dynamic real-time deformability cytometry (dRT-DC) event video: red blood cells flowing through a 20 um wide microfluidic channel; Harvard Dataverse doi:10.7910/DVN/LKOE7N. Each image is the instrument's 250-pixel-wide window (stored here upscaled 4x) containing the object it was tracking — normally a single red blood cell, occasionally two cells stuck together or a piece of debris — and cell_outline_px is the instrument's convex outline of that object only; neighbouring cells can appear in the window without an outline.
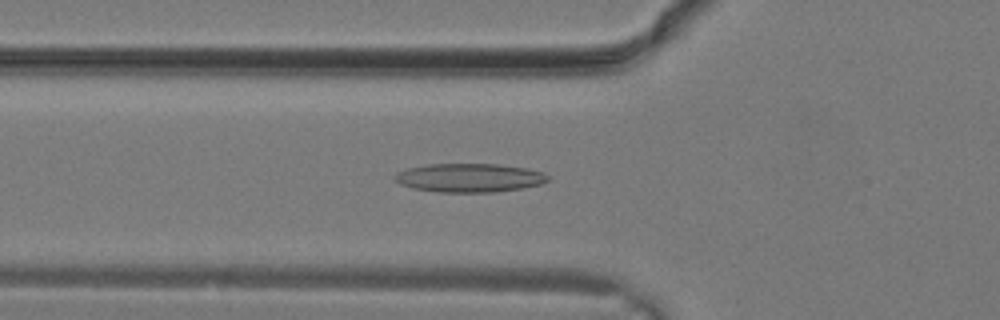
{"species": "common noctule bat (a hibernating species)", "species_latin": "Nyctalus noctula", "temperature_condition": "warm", "stored_images_in_passage": 14, "camera_frame_rate_fps": 3000, "um_per_image_px": 0.085, "animal": {"sex": "male", "body_mass_g": 19.2, "forearm_length_mm": 51.8}, "frame": {"image": 1, "passage_image": 10, "time_ms": 3.0, "image_size_px": [1000, 320], "cell_outline_px": [[548, 180], [540, 184], [524, 188], [492, 192], [440, 192], [412, 188], [400, 184], [392, 176], [396, 172], [408, 168], [428, 164], [496, 164], [528, 168], [544, 172], [548, 176]], "centroid_in_image_um": [39.89, 15.11], "position_along_channel_um": 85.9, "area_um2": 25.66}}
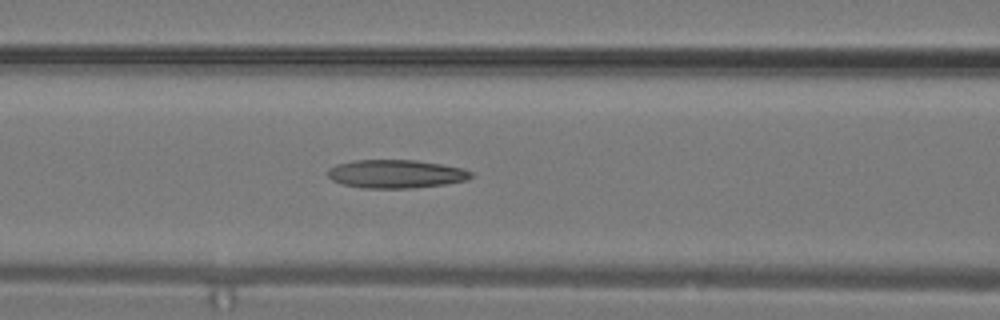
{"frame": {"image": 2, "passage_image": 12, "time_ms": 3.667, "image_size_px": [1000, 320], "cell_outline_px": [[472, 176], [468, 180], [444, 184], [412, 188], [360, 188], [344, 184], [332, 180], [328, 176], [328, 168], [336, 164], [352, 160], [416, 160], [464, 168], [472, 172]], "centroid_in_image_um": [33.64, 14.78], "position_along_channel_um": 133.0, "area_um2": 23.76}}
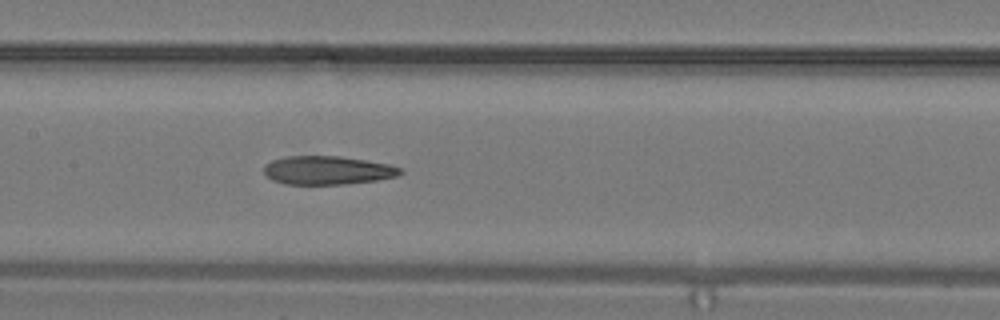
{"frame": {"image": 3, "passage_image": 14, "time_ms": 4.333, "image_size_px": [1000, 320], "cell_outline_px": [[404, 172], [396, 176], [376, 180], [344, 184], [288, 184], [272, 180], [264, 172], [264, 164], [272, 160], [288, 156], [340, 156], [388, 164], [400, 168]], "centroid_in_image_um": [27.82, 14.47], "position_along_channel_um": 179.6, "area_um2": 22.48}}